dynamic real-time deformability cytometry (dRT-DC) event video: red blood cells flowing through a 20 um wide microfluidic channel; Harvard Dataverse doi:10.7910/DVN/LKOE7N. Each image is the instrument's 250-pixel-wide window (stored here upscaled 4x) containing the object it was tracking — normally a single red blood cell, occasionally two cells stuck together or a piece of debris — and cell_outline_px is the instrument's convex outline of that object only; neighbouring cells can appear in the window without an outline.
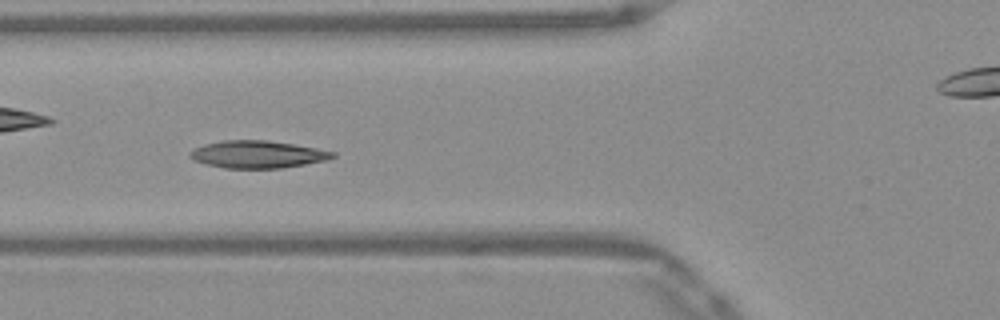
{"species": "Egyptian fruit bat (a non-hibernating species)", "species_latin": "Rousettus aegyptiacus", "temperature_condition": "warm", "stored_images_in_passage": 53, "camera_frame_rate_fps": 3000, "um_per_image_px": 0.085, "frame": {"image": 1, "passage_image": 20, "time_ms": 6.333, "image_size_px": [1000, 320], "cell_outline_px": [[336, 156], [328, 160], [280, 168], [224, 168], [204, 164], [192, 160], [188, 156], [188, 152], [204, 144], [224, 140], [264, 140], [292, 144], [316, 148], [336, 152]], "centroid_in_image_um": [21.86, 13.12], "position_along_channel_um": 103.9, "area_um2": 22.77}}
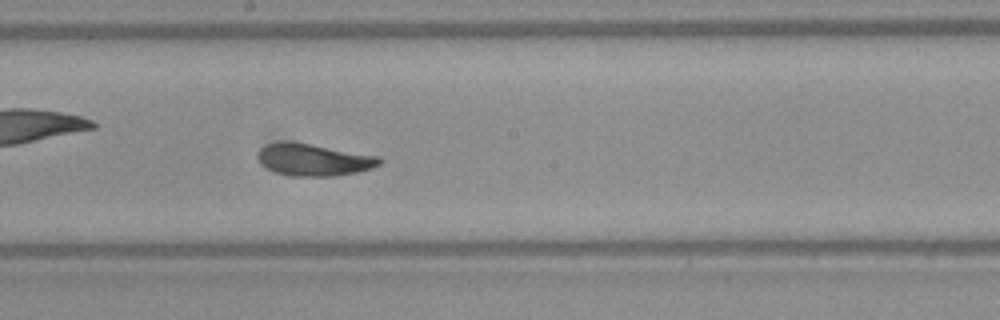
{"frame": {"image": 2, "passage_image": 29, "time_ms": 9.333, "image_size_px": [1000, 320], "cell_outline_px": [[384, 160], [380, 164], [372, 168], [356, 172], [336, 176], [300, 176], [276, 172], [268, 168], [260, 160], [260, 148], [276, 140], [292, 140], [380, 156]], "centroid_in_image_um": [26.73, 13.54], "position_along_channel_um": 221.5, "area_um2": 22.83}}
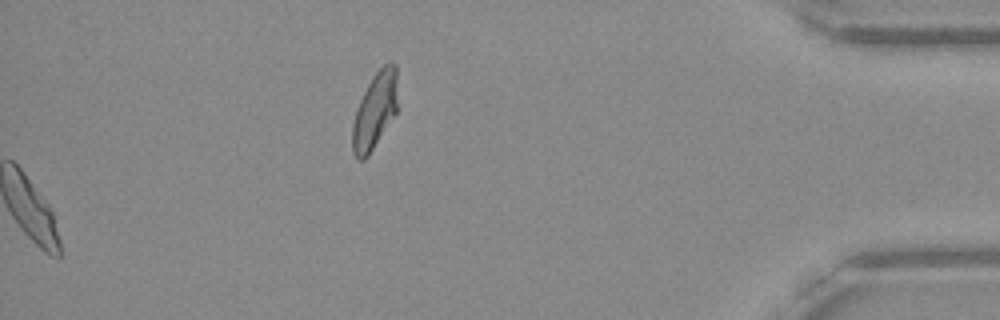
{"frame": {"image": 3, "passage_image": 53, "time_ms": 17.333, "image_size_px": [1000, 320], "cell_outline_px": [[396, 112], [368, 156], [364, 160], [360, 160], [352, 152], [352, 124], [360, 100], [372, 76], [388, 60], [392, 60], [396, 64]], "centroid_in_image_um": [31.85, 9.38], "position_along_channel_um": 403.3, "area_um2": 19.83}, "authors_computed_cell_mechanics": {"area_um2": 22.253, "velocity_mm_per_s": 3.9116, "shape_relaxation_time_tau1_ms": 4.3932, "shape_relaxation_time_tau2_ms": 1.052, "deformation_change_tau1": 0.147, "deformation_change_tau2": 0.0668}}